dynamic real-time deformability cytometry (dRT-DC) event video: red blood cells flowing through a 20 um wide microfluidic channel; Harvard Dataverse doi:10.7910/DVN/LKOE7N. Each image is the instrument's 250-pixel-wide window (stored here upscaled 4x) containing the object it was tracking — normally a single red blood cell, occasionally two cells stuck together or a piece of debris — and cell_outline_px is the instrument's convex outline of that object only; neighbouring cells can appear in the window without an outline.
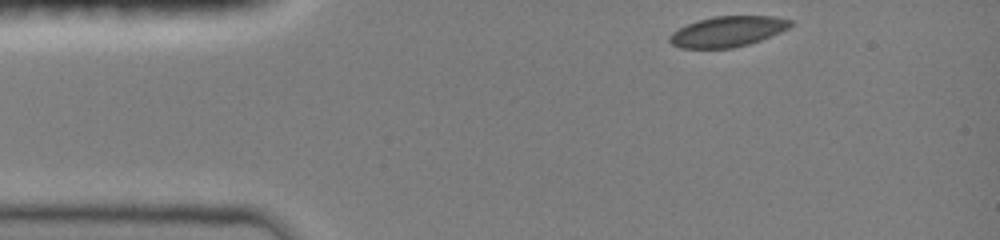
{"species": "common noctule bat (a hibernating species)", "species_latin": "Nyctalus noctula", "temperature_condition": "room temperature", "stored_images_in_passage": 37, "camera_frame_rate_fps": 3000, "um_per_image_px": 0.085, "animal": {"sex": "female", "body_mass_g": 19.0, "forearm_length_mm": 51.5}, "frame": {"image": 1, "passage_image": 1, "time_ms": 0.0, "image_size_px": [1000, 240], "cell_outline_px": [[792, 24], [788, 28], [780, 32], [760, 40], [748, 44], [732, 48], [680, 48], [672, 44], [668, 40], [668, 36], [672, 32], [688, 24], [712, 16], [776, 16], [792, 20]], "centroid_in_image_um": [61.84, 2.67], "position_along_channel_um": 23.2, "area_um2": 21.39}}
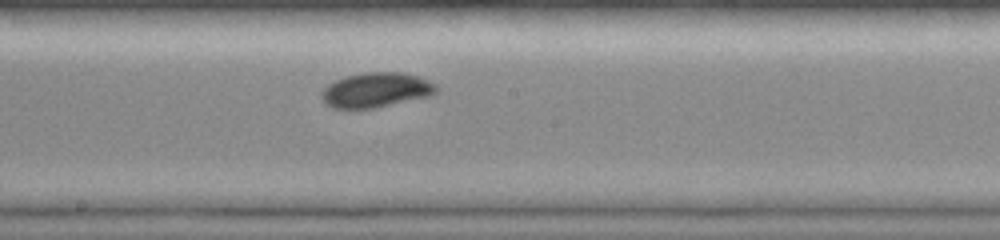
{"frame": {"image": 2, "passage_image": 20, "time_ms": 6.333, "image_size_px": [1000, 240], "cell_outline_px": [[440, 88], [432, 96], [376, 108], [332, 108], [324, 104], [320, 96], [324, 88], [328, 84], [336, 80], [348, 76], [368, 72], [404, 72], [420, 76], [436, 84]], "centroid_in_image_um": [32.01, 7.66], "position_along_channel_um": 216.2, "area_um2": 23.58}}
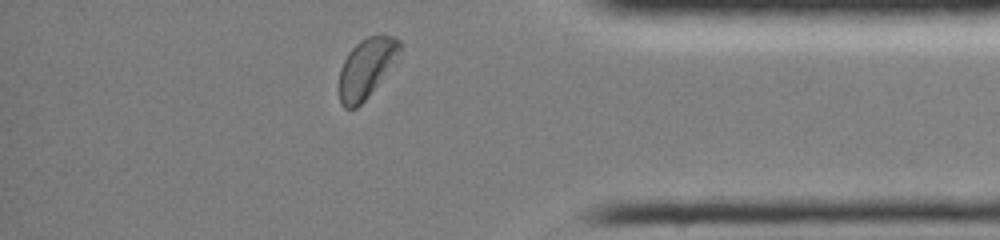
{"frame": {"image": 3, "passage_image": 35, "time_ms": 11.333, "image_size_px": [1000, 240], "cell_outline_px": [[400, 52], [368, 96], [356, 108], [344, 108], [340, 104], [340, 68], [348, 52], [360, 40], [368, 36], [392, 36], [400, 40]], "centroid_in_image_um": [31.1, 5.78], "position_along_channel_um": 404.1, "area_um2": 20.29}, "authors_computed_cell_mechanics": {"area_um2": 22.253, "velocity_mm_per_s": 3.9881, "shape_relaxation_time_tau1_ms": 2.0736, "shape_relaxation_time_tau2_ms": null, "deformation_change_tau1": 0.0996, "deformation_change_tau2": null}}